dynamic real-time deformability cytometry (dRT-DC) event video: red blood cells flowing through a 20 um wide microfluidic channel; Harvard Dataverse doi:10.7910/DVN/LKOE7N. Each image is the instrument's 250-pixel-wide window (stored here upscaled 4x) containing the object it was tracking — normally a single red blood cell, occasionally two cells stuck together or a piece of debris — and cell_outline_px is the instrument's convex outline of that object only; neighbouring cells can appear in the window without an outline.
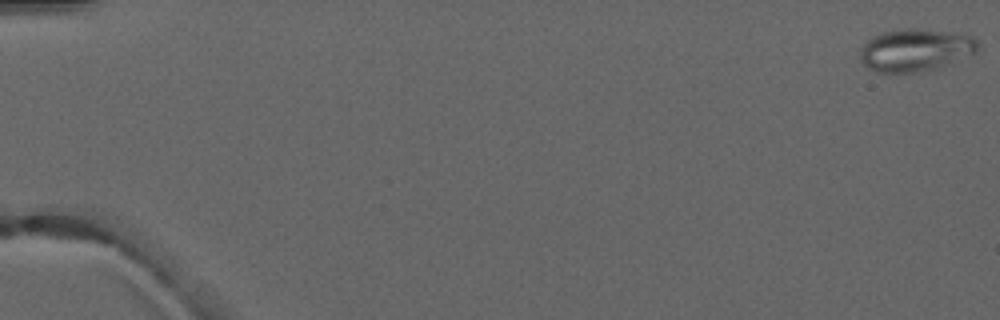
{"species": "common noctule bat (a hibernating species)", "species_latin": "Nyctalus noctula", "temperature_condition": "warm", "stored_images_in_passage": 6, "camera_frame_rate_fps": 3000, "um_per_image_px": 0.085, "animal": {"sex": "male", "forearm_length_mm": 52.5}, "frame": {"image": 1, "passage_image": 1, "time_ms": 0.0, "image_size_px": [1000, 320], "cell_outline_px": [[980, 48], [976, 52], [936, 68], [916, 72], [876, 72], [868, 68], [860, 60], [860, 48], [872, 36], [880, 32], [908, 28], [916, 28], [956, 32], [972, 36], [980, 44]], "centroid_in_image_um": [77.8, 4.23], "position_along_channel_um": 7.2, "area_um2": 29.25}}